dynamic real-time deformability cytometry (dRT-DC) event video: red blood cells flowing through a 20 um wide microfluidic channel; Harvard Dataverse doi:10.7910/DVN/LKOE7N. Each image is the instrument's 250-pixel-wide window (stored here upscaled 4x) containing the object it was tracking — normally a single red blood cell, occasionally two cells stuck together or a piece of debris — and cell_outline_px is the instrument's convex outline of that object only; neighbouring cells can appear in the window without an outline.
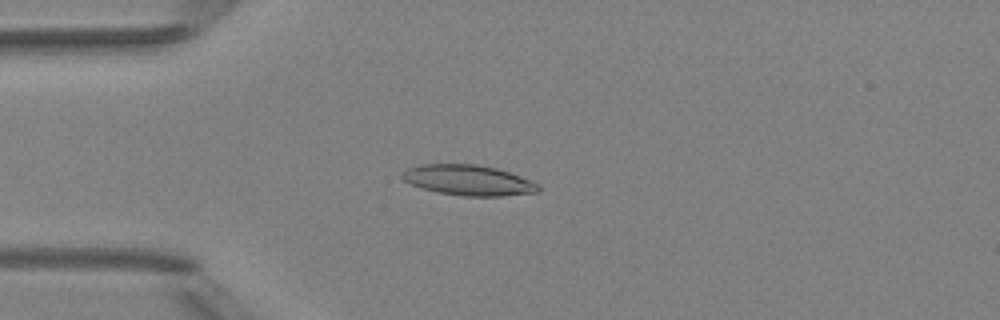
{"species": "Egyptian fruit bat (a non-hibernating species)", "species_latin": "Rousettus aegyptiacus", "temperature_condition": "room temperature", "stored_images_in_passage": 4, "camera_frame_rate_fps": 3000, "um_per_image_px": 0.085, "animal": {"sex": "female"}, "frame": {"image": 1, "passage_image": 4, "time_ms": 3.333, "image_size_px": [1000, 320], "cell_outline_px": [[540, 192], [500, 196], [464, 196], [436, 192], [412, 184], [404, 180], [400, 176], [400, 172], [404, 168], [420, 164], [476, 164], [496, 168], [532, 180], [540, 184]], "centroid_in_image_um": [39.8, 15.31], "position_along_channel_um": 45.2, "area_um2": 24.33}}